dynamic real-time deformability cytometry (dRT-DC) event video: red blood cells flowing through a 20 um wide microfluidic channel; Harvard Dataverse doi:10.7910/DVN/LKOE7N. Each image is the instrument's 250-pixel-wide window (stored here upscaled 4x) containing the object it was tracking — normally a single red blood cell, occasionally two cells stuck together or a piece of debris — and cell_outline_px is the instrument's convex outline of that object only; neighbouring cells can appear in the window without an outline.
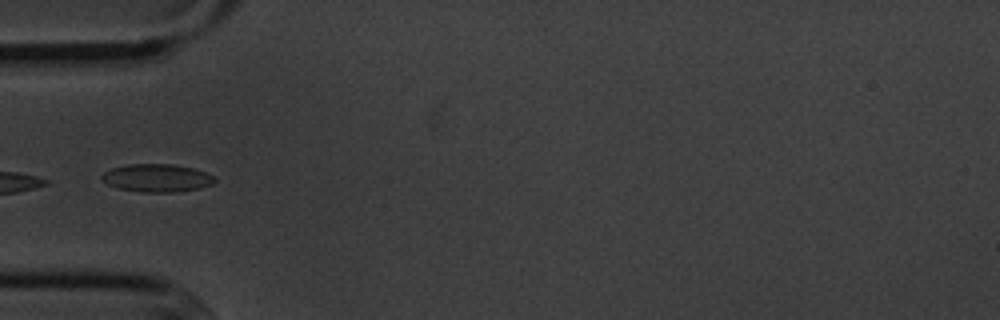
{"species": "common noctule bat (a hibernating species)", "species_latin": "Nyctalus noctula", "temperature_condition": "cold", "stored_images_in_passage": 5, "camera_frame_rate_fps": 3000, "um_per_image_px": 0.085, "animal": {"sex": "male", "body_mass_g": 20.1, "forearm_length_mm": 53.5}, "frame": {"image": 1, "passage_image": 5, "time_ms": 4.333, "image_size_px": [1000, 320], "cell_outline_px": [[216, 180], [212, 184], [200, 188], [172, 192], [140, 192], [116, 188], [100, 180], [100, 176], [104, 172], [112, 168], [128, 164], [172, 164], [192, 168], [204, 172], [212, 176]], "centroid_in_image_um": [13.28, 15.13], "position_along_channel_um": 71.7, "area_um2": 18.32}}